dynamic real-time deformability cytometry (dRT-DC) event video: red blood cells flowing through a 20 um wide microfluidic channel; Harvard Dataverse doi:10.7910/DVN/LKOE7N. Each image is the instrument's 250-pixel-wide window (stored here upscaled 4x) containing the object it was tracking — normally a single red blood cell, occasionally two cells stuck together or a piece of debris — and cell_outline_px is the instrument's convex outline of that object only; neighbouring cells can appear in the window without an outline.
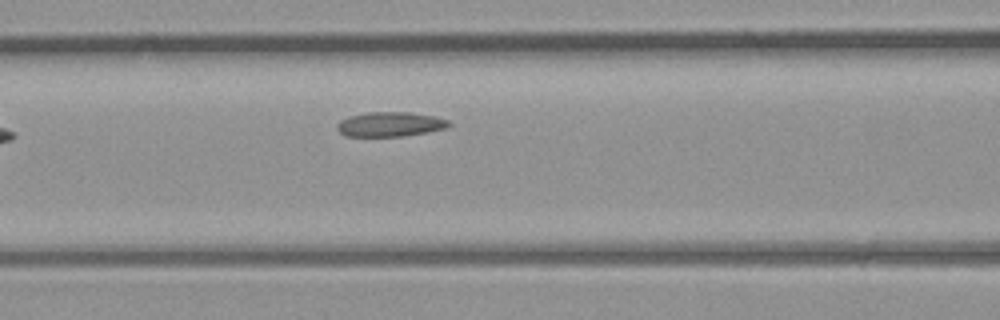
{"species": "common noctule bat (a hibernating species)", "species_latin": "Nyctalus noctula", "temperature_condition": "room temperature", "stored_images_in_passage": 6, "camera_frame_rate_fps": 3000, "um_per_image_px": 0.085, "animal": {"sex": "male", "body_mass_g": 23.1, "forearm_length_mm": 52.7}, "frame": {"image": 1, "passage_image": 6, "time_ms": 6.0, "image_size_px": [1000, 320], "cell_outline_px": [[452, 124], [448, 128], [404, 136], [344, 136], [336, 128], [336, 124], [340, 120], [348, 116], [368, 112], [408, 112], [436, 116], [448, 120]], "centroid_in_image_um": [33.16, 10.56], "position_along_channel_um": 133.4, "area_um2": 16.18}}